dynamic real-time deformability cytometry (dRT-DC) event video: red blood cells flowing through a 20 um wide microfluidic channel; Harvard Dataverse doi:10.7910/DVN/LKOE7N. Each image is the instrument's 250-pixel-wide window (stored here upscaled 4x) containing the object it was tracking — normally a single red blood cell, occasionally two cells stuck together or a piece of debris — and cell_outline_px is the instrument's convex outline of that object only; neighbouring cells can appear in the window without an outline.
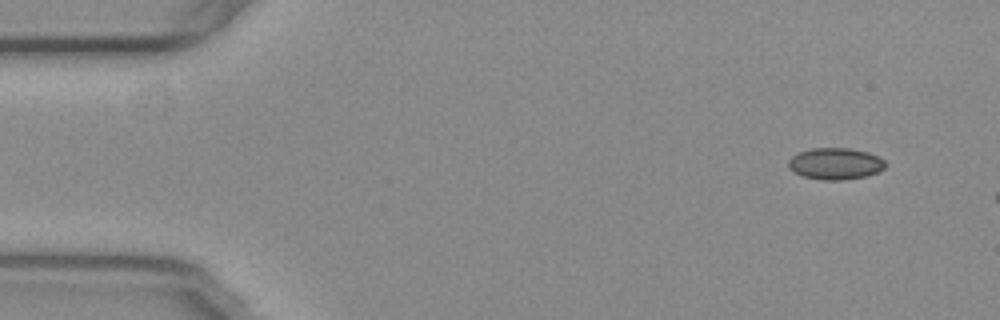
{"species": "common noctule bat (a hibernating species)", "species_latin": "Nyctalus noctula", "temperature_condition": "warm", "stored_images_in_passage": 10, "camera_frame_rate_fps": 3000, "um_per_image_px": 0.085, "animal": {"sex": "female", "body_mass_g": 29.2, "forearm_length_mm": 56.3}, "frame": {"image": 1, "passage_image": 4, "time_ms": 1.0, "image_size_px": [1000, 320], "cell_outline_px": [[884, 168], [876, 172], [864, 176], [844, 180], [824, 180], [804, 176], [788, 168], [788, 160], [792, 156], [800, 152], [812, 148], [848, 148], [868, 152], [884, 160]], "centroid_in_image_um": [70.98, 13.91], "position_along_channel_um": 14.0, "area_um2": 17.57}}